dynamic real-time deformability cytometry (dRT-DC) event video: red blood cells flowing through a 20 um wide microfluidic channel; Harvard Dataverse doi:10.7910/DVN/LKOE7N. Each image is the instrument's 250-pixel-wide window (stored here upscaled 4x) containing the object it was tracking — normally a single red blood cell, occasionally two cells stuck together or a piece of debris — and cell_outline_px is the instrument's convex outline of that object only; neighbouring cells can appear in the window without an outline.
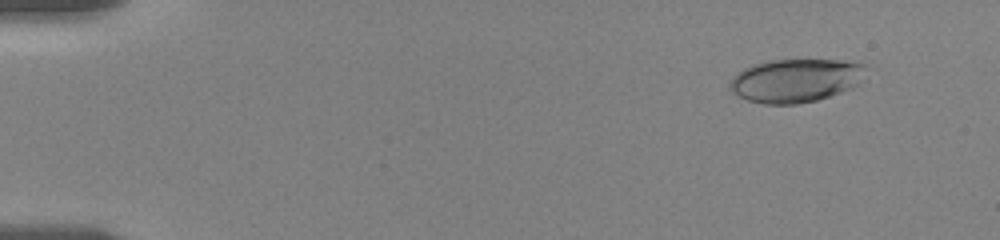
{"species": "human", "species_latin": "Homo sapiens", "temperature_condition": "room temperature", "stored_images_in_passage": 10, "camera_frame_rate_fps": 3000, "um_per_image_px": 0.085, "donor": {"sex": "female"}, "frame": {"image": 1, "passage_image": 6, "time_ms": 1.667, "image_size_px": [1000, 240], "cell_outline_px": [[868, 64], [860, 84], [852, 88], [816, 100], [796, 104], [764, 104], [748, 100], [732, 92], [728, 88], [728, 84], [744, 68], [752, 64], [768, 60], [864, 60]], "centroid_in_image_um": [67.71, 6.82], "position_along_channel_um": 17.3, "area_um2": 34.8}}
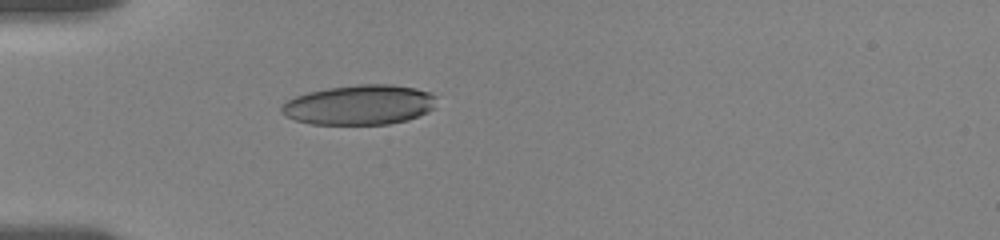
{"frame": {"image": 2, "passage_image": 10, "time_ms": 5.667, "image_size_px": [1000, 240], "cell_outline_px": [[436, 108], [428, 112], [408, 120], [388, 124], [312, 124], [296, 120], [284, 116], [280, 112], [280, 108], [288, 100], [296, 96], [308, 92], [328, 88], [356, 84], [392, 84], [416, 88], [428, 92], [436, 96]], "centroid_in_image_um": [30.58, 8.91], "position_along_channel_um": 54.4, "area_um2": 36.24}}